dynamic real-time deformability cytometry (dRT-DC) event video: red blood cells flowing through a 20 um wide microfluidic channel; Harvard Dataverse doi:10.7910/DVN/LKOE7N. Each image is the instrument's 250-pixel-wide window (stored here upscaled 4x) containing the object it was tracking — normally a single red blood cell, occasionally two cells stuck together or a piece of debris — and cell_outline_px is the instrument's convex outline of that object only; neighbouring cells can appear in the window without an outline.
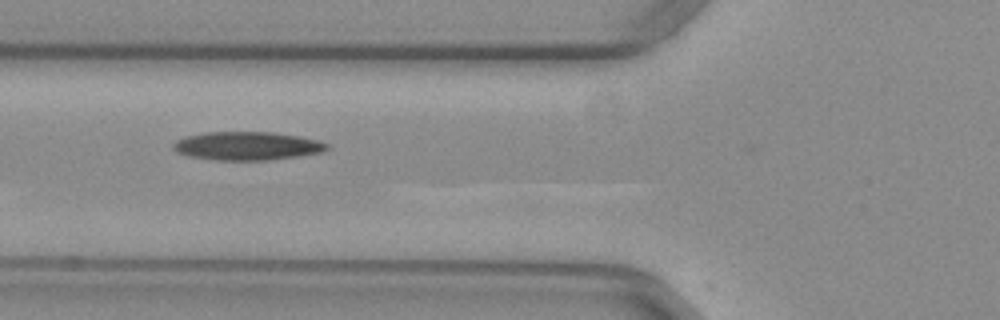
{"species": "common noctule bat (a hibernating species)", "species_latin": "Nyctalus noctula", "temperature_condition": "warm", "stored_images_in_passage": 30, "camera_frame_rate_fps": 3000, "um_per_image_px": 0.085, "animal": {"sex": "female", "body_mass_g": 29.2, "forearm_length_mm": 56.3}, "frame": {"image": 1, "passage_image": 5, "time_ms": 1.333, "image_size_px": [1000, 320], "cell_outline_px": [[332, 148], [324, 152], [268, 160], [216, 160], [188, 156], [176, 152], [172, 148], [172, 144], [176, 140], [184, 136], [204, 132], [276, 132], [300, 136], [320, 140], [328, 144]], "centroid_in_image_um": [21.02, 12.39], "position_along_channel_um": 104.8, "area_um2": 25.84}}
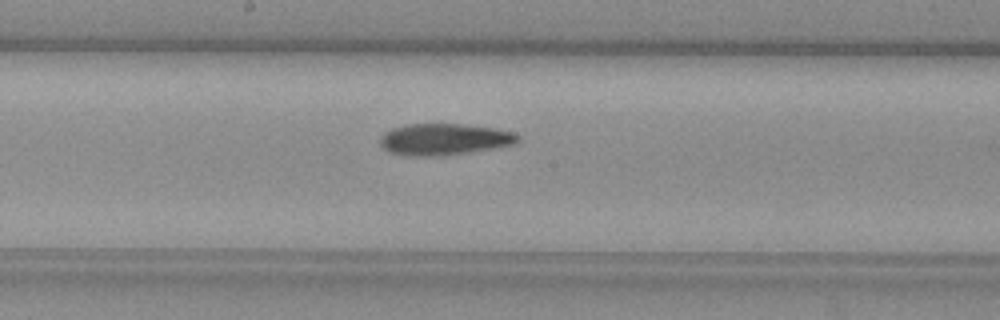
{"frame": {"image": 2, "passage_image": 13, "time_ms": 4.0, "image_size_px": [1000, 320], "cell_outline_px": [[520, 140], [516, 144], [492, 148], [436, 156], [404, 156], [388, 152], [380, 144], [380, 136], [384, 132], [392, 128], [404, 124], [464, 124], [496, 128], [512, 132], [520, 136]], "centroid_in_image_um": [37.72, 11.83], "position_along_channel_um": 210.5, "area_um2": 25.37}, "authors_computed_cell_mechanics": {"area_um2": 25.143, "velocity_mm_per_s": 3.9495, "shape_relaxation_time_tau1_ms": 7.7641, "shape_relaxation_time_tau2_ms": 5.8879, "deformation_change_tau1": 0.19, "deformation_change_tau2": 0.1468}}